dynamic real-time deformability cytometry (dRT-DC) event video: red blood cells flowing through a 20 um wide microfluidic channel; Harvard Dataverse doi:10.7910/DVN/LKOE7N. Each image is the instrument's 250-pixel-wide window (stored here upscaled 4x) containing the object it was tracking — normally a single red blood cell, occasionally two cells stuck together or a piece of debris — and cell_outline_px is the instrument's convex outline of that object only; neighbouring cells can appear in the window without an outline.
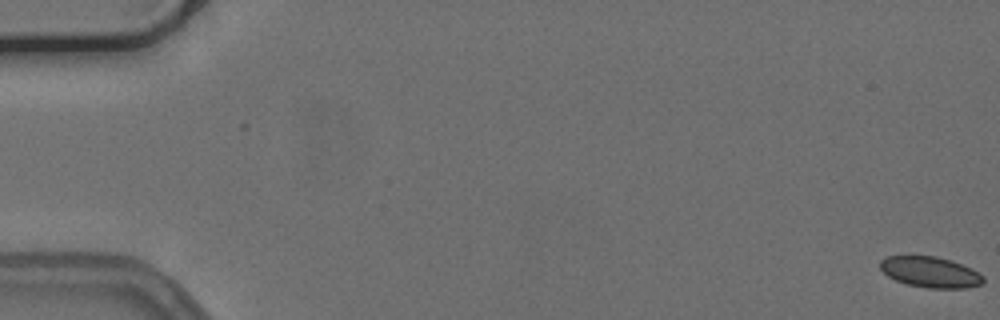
{"species": "common noctule bat (a hibernating species)", "species_latin": "Nyctalus noctula", "temperature_condition": "cold", "stored_images_in_passage": 16, "camera_frame_rate_fps": 3000, "um_per_image_px": 0.085, "animal": {"sex": "female", "body_mass_g": 24.6, "forearm_length_mm": 56.2}, "frame": {"image": 1, "passage_image": 1, "time_ms": 0.0, "image_size_px": [1000, 320], "cell_outline_px": [[984, 280], [980, 284], [960, 288], [932, 288], [908, 284], [896, 280], [888, 276], [880, 268], [880, 260], [888, 256], [932, 256], [948, 260], [960, 264], [984, 276]], "centroid_in_image_um": [79.03, 23.12], "position_along_channel_um": 6.0, "area_um2": 17.92}}